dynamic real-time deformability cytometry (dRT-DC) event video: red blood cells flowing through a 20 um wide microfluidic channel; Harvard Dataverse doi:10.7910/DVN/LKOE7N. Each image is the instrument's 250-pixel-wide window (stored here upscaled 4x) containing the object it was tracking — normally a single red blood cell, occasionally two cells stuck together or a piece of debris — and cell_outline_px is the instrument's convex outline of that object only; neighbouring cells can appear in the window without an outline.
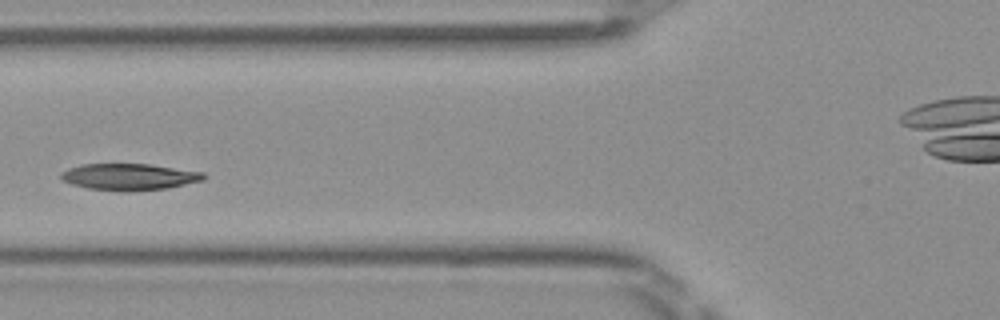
{"species": "Egyptian fruit bat (a non-hibernating species)", "species_latin": "Rousettus aegyptiacus", "temperature_condition": "room temperature", "stored_images_in_passage": 4, "camera_frame_rate_fps": 3000, "um_per_image_px": 0.085, "frame": {"image": 1, "passage_image": 3, "time_ms": 0.667, "image_size_px": [1000, 320], "cell_outline_px": [[204, 180], [168, 188], [128, 192], [124, 192], [88, 188], [72, 184], [64, 180], [60, 176], [60, 172], [68, 168], [80, 164], [148, 164], [204, 172]], "centroid_in_image_um": [10.97, 15.03], "position_along_channel_um": 114.8, "area_um2": 22.14}}
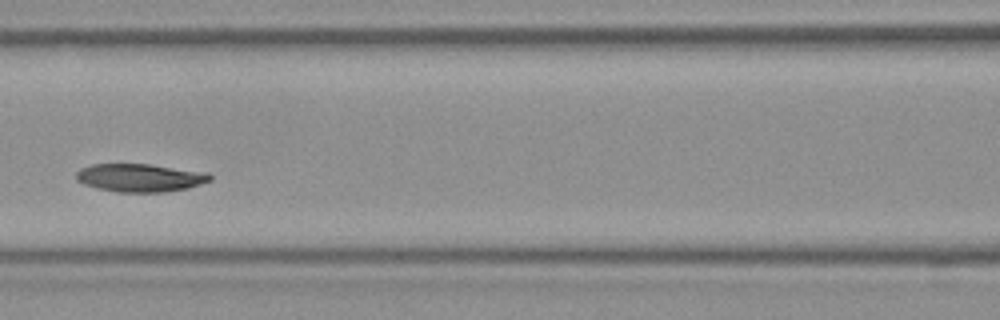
{"frame": {"image": 2, "passage_image": 4, "time_ms": 1.0, "image_size_px": [1000, 320], "cell_outline_px": [[212, 180], [188, 188], [168, 192], [116, 192], [96, 188], [84, 184], [76, 180], [76, 172], [80, 168], [92, 164], [152, 164], [208, 172], [212, 176]], "centroid_in_image_um": [11.92, 15.1], "position_along_channel_um": 154.7, "area_um2": 22.2}}